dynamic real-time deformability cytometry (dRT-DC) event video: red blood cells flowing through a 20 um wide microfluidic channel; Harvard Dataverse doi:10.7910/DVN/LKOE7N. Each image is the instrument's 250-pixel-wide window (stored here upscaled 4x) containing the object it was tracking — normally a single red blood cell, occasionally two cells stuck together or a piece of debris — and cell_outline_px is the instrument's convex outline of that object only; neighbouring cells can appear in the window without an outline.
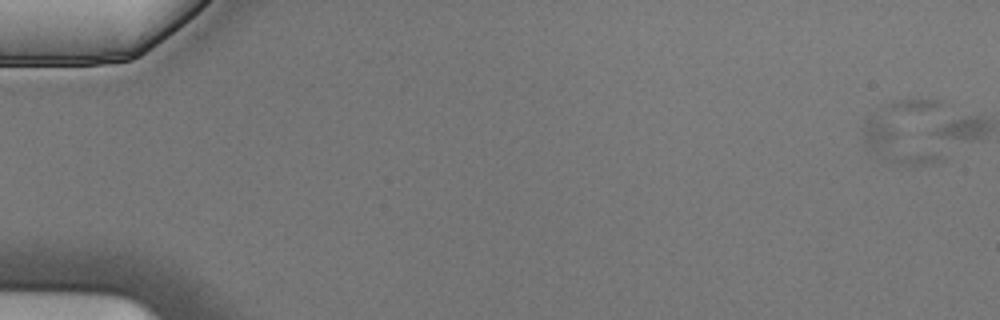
{"species": "Egyptian fruit bat (a non-hibernating species)", "species_latin": "Rousettus aegyptiacus", "temperature_condition": "cold", "stored_images_in_passage": 6, "camera_frame_rate_fps": 3000, "um_per_image_px": 0.085, "animal": {"sex": "male"}, "frame": {"image": 1, "passage_image": 1, "time_ms": 0.0, "image_size_px": [1000, 320], "cell_outline_px": [[940, 160], [924, 164], [908, 164], [892, 160], [884, 156], [872, 148], [864, 140], [860, 128], [872, 116], [940, 156]], "centroid_in_image_um": [76.12, 12.25], "position_along_channel_um": 8.9, "area_um2": 13.53}}